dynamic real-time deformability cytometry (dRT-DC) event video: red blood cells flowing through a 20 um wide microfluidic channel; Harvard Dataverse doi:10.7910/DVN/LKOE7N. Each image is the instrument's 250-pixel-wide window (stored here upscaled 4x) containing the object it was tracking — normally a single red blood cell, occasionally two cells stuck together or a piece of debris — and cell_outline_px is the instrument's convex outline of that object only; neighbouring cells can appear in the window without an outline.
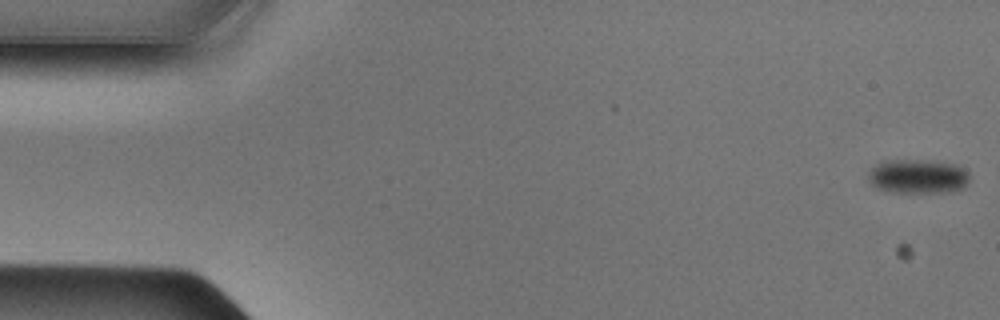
{"species": "Egyptian fruit bat (a non-hibernating species)", "species_latin": "Rousettus aegyptiacus", "temperature_condition": "cold", "stored_images_in_passage": 49, "camera_frame_rate_fps": 3000, "um_per_image_px": 0.085, "animal": {"sex": "male"}, "frame": {"image": 1, "passage_image": 1, "time_ms": 0.0, "image_size_px": [1000, 320], "cell_outline_px": [[968, 180], [960, 188], [952, 192], [892, 192], [876, 188], [868, 180], [868, 172], [876, 164], [888, 160], [916, 160], [956, 164], [968, 172]], "centroid_in_image_um": [77.97, 15.0], "position_along_channel_um": 7.0, "area_um2": 19.94}}
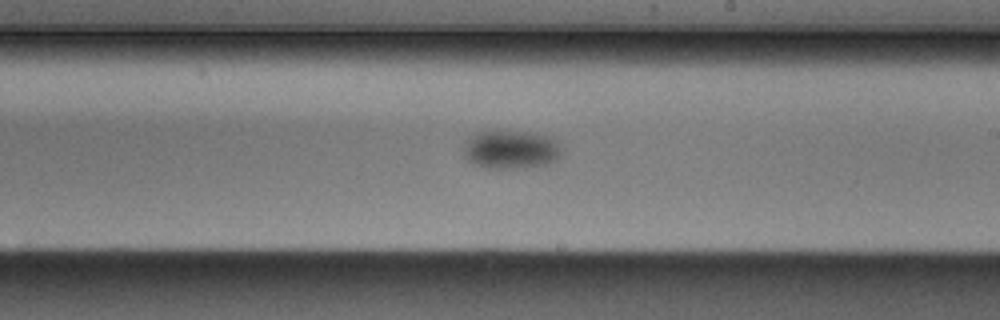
{"frame": {"image": 2, "passage_image": 28, "time_ms": 9.0, "image_size_px": [1000, 320], "cell_outline_px": [[560, 156], [556, 160], [548, 164], [524, 168], [484, 168], [468, 160], [464, 156], [464, 148], [480, 132], [524, 132], [548, 136], [556, 140], [560, 148]], "centroid_in_image_um": [43.5, 12.75], "position_along_channel_um": 245.5, "area_um2": 21.27}}
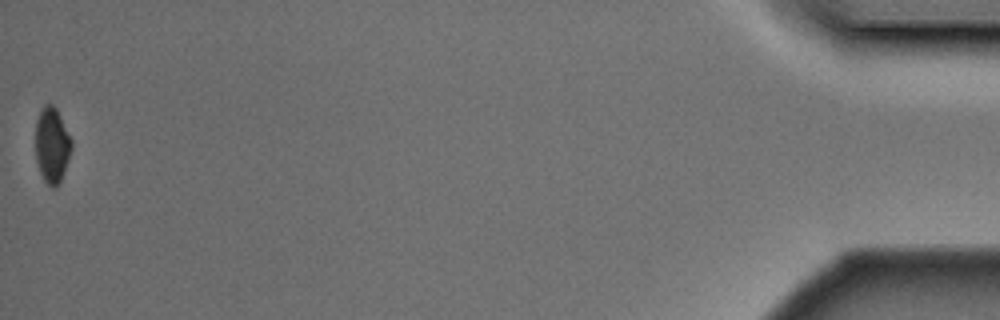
{"frame": {"image": 3, "passage_image": 49, "time_ms": 16.0, "image_size_px": [1000, 320], "cell_outline_px": [[72, 148], [64, 172], [56, 188], [52, 188], [44, 180], [40, 172], [36, 160], [36, 120], [44, 104], [52, 104], [56, 108], [72, 140]], "centroid_in_image_um": [4.42, 12.34], "position_along_channel_um": 430.8, "area_um2": 15.72}}